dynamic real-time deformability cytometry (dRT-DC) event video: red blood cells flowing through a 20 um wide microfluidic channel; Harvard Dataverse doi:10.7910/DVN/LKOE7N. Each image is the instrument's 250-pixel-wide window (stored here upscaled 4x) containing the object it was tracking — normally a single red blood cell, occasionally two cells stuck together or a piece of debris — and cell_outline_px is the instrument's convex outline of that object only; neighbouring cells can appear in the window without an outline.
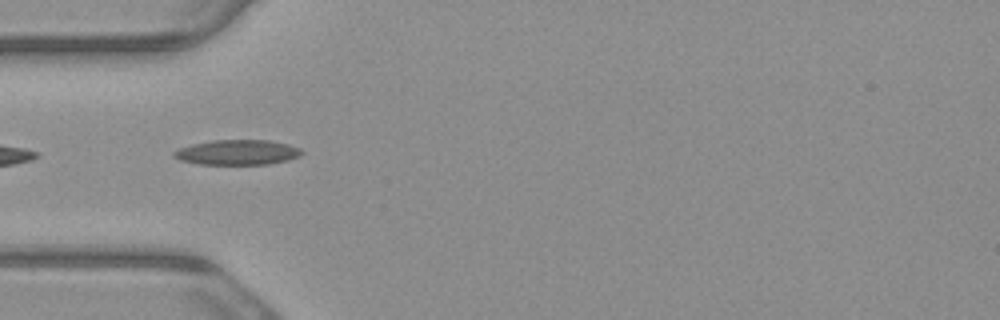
{"species": "common noctule bat (a hibernating species)", "species_latin": "Nyctalus noctula", "temperature_condition": "warm", "stored_images_in_passage": 3, "camera_frame_rate_fps": 3000, "um_per_image_px": 0.085, "animal": {"sex": "male", "body_mass_g": 23.1, "forearm_length_mm": 52.7}, "frame": {"image": 1, "passage_image": 1, "time_ms": 0.0, "image_size_px": [1000, 320], "cell_outline_px": [[304, 152], [300, 156], [288, 160], [268, 164], [200, 164], [180, 160], [172, 156], [172, 152], [180, 148], [192, 144], [212, 140], [268, 140], [288, 144], [300, 148]], "centroid_in_image_um": [20.19, 12.95], "position_along_channel_um": 64.8, "area_um2": 18.67}}
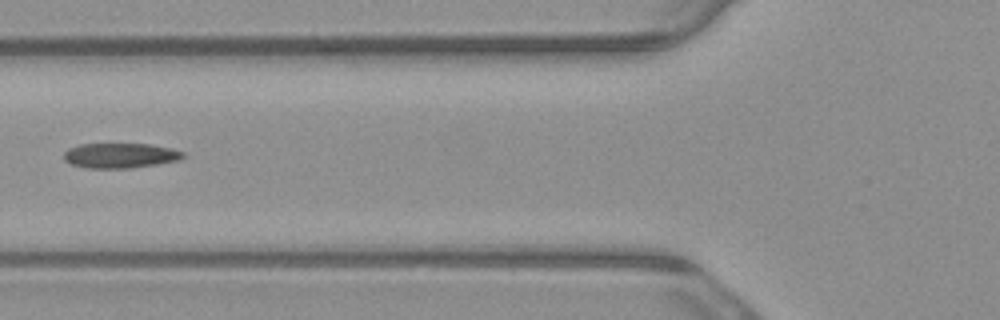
{"frame": {"image": 2, "passage_image": 2, "time_ms": 0.333, "image_size_px": [1000, 320], "cell_outline_px": [[184, 156], [180, 160], [132, 168], [88, 168], [72, 164], [64, 160], [64, 152], [68, 148], [80, 144], [152, 144], [172, 148], [184, 152]], "centroid_in_image_um": [10.23, 13.21], "position_along_channel_um": 115.6, "area_um2": 17.4}}
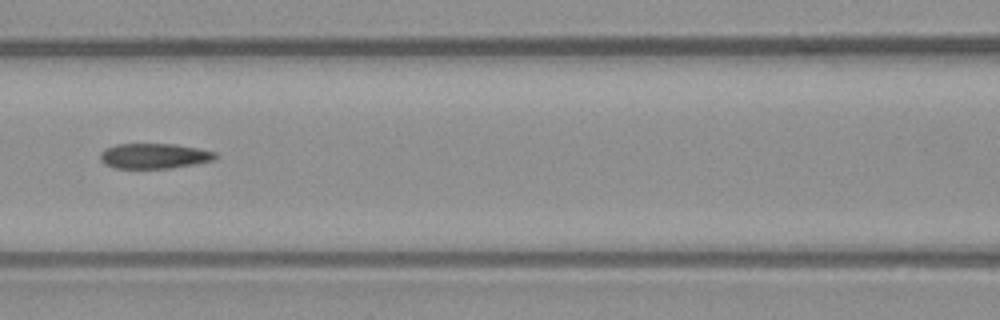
{"frame": {"image": 3, "passage_image": 3, "time_ms": 0.667, "image_size_px": [1000, 320], "cell_outline_px": [[216, 156], [212, 160], [196, 164], [172, 168], [112, 168], [104, 164], [100, 160], [100, 152], [104, 148], [116, 144], [176, 144], [216, 152]], "centroid_in_image_um": [13.05, 13.26], "position_along_channel_um": 153.6, "area_um2": 16.99}}